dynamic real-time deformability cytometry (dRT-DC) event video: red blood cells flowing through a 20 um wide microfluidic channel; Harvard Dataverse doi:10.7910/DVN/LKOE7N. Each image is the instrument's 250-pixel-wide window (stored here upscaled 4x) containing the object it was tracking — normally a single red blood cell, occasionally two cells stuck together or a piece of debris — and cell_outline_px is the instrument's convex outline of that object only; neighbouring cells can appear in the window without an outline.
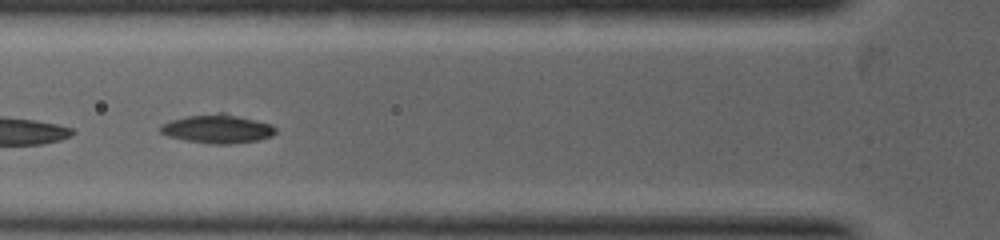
{"species": "common noctule bat (a hibernating species)", "species_latin": "Nyctalus noctula", "temperature_condition": "warm", "stored_images_in_passage": 20, "camera_frame_rate_fps": 5000, "um_per_image_px": 0.085, "animal": {"sex": "female", "body_mass_g": 19.0, "forearm_length_mm": 53.3}, "frame": {"image": 1, "passage_image": 4, "time_ms": 1.2, "image_size_px": [1000, 240], "cell_outline_px": [[276, 132], [272, 136], [256, 140], [228, 144], [212, 144], [188, 140], [168, 136], [160, 132], [160, 124], [184, 116], [220, 112], [224, 112], [272, 124], [276, 128]], "centroid_in_image_um": [18.49, 10.93], "position_along_channel_um": 107.3, "area_um2": 19.25}}
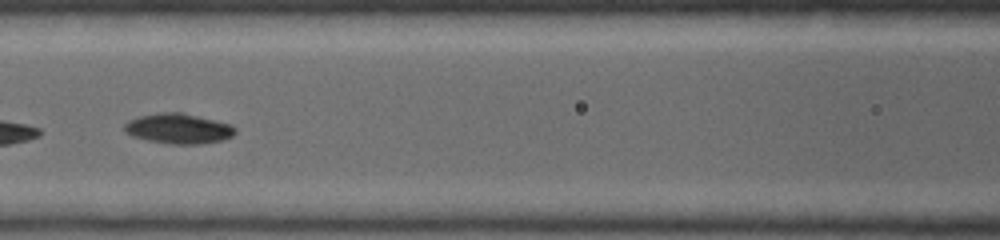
{"frame": {"image": 2, "passage_image": 6, "time_ms": 1.8, "image_size_px": [1000, 240], "cell_outline_px": [[236, 132], [232, 136], [224, 140], [200, 144], [168, 144], [148, 140], [132, 136], [124, 132], [124, 124], [128, 120], [140, 116], [160, 112], [180, 112], [232, 124], [236, 128]], "centroid_in_image_um": [15.17, 10.93], "position_along_channel_um": 151.4, "area_um2": 19.59}}
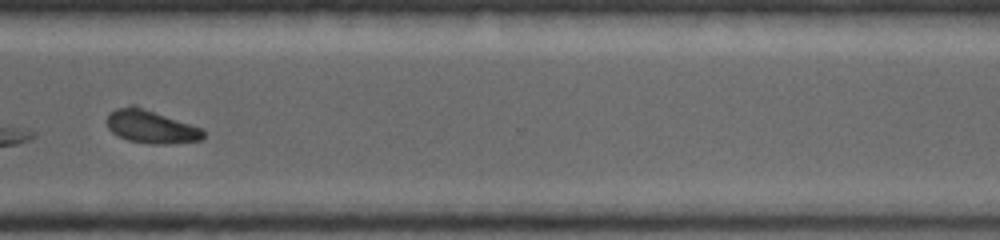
{"frame": {"image": 3, "passage_image": 14, "time_ms": 4.6, "image_size_px": [1000, 240], "cell_outline_px": [[204, 136], [200, 140], [164, 144], [152, 144], [128, 140], [112, 132], [108, 128], [108, 116], [116, 108], [132, 104], [136, 104], [204, 128]], "centroid_in_image_um": [12.87, 10.74], "position_along_channel_um": 357.7, "area_um2": 18.79}}